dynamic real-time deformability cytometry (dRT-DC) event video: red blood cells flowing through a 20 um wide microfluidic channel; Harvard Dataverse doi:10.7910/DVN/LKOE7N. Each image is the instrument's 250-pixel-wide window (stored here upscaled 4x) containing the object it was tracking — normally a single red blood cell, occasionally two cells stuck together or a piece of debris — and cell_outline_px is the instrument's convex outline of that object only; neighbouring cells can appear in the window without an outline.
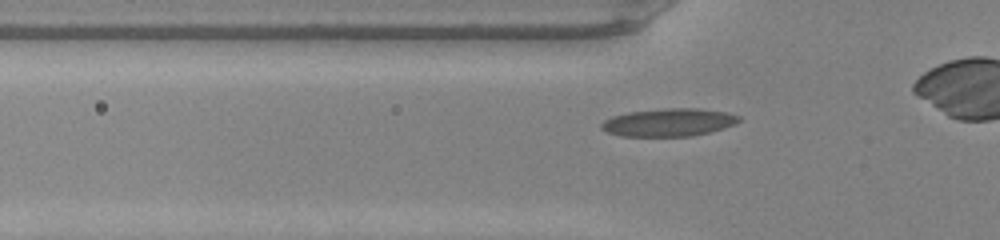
{"species": "common noctule bat (a hibernating species)", "species_latin": "Nyctalus noctula", "temperature_condition": "warm", "stored_images_in_passage": 31, "camera_frame_rate_fps": 3000, "um_per_image_px": 0.085, "animal": {"sex": "male", "body_mass_g": 20.0, "forearm_length_mm": 53.3}, "frame": {"image": 1, "passage_image": 8, "time_ms": 2.333, "image_size_px": [1000, 240], "cell_outline_px": [[740, 120], [736, 124], [724, 128], [692, 136], [620, 136], [608, 132], [600, 128], [600, 124], [604, 120], [612, 116], [628, 112], [668, 108], [696, 108], [728, 112], [740, 116]], "centroid_in_image_um": [56.85, 10.4], "position_along_channel_um": 69.0, "area_um2": 22.37}}
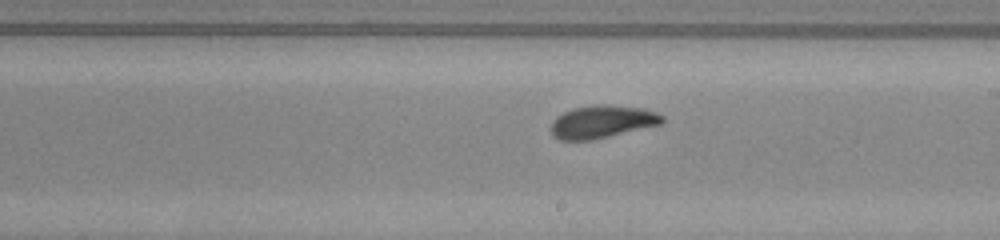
{"frame": {"image": 2, "passage_image": 20, "time_ms": 6.333, "image_size_px": [1000, 240], "cell_outline_px": [[664, 124], [592, 140], [560, 140], [552, 136], [552, 120], [556, 116], [572, 108], [640, 108], [656, 112], [664, 116]], "centroid_in_image_um": [51.19, 10.42], "position_along_channel_um": 237.8, "area_um2": 20.29}}
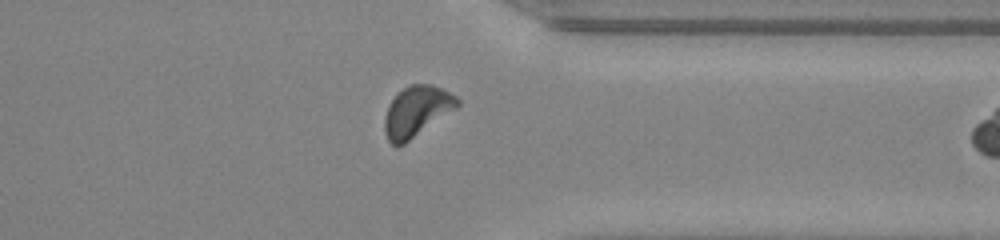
{"frame": {"image": 3, "passage_image": 30, "time_ms": 9.667, "image_size_px": [1000, 240], "cell_outline_px": [[460, 104], [456, 108], [404, 144], [396, 148], [388, 140], [384, 132], [384, 120], [388, 108], [392, 100], [408, 84], [428, 84], [440, 88], [456, 96], [460, 100]], "centroid_in_image_um": [35.4, 9.49], "position_along_channel_um": 376.0, "area_um2": 21.1}}